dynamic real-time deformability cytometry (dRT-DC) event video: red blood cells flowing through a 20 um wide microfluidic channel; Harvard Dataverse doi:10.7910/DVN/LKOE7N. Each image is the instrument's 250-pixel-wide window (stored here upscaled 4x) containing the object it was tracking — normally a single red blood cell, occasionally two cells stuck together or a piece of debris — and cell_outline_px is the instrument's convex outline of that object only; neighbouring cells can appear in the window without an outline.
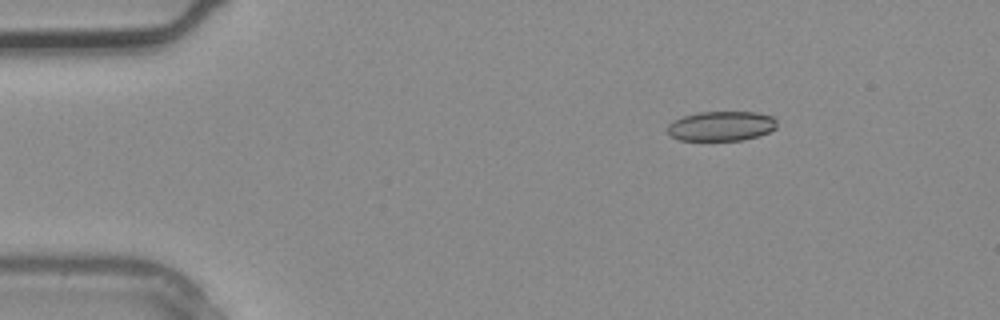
{"species": "common noctule bat (a hibernating species)", "species_latin": "Nyctalus noctula", "temperature_condition": "warm", "stored_images_in_passage": 2, "camera_frame_rate_fps": 3000, "um_per_image_px": 0.085, "animal": {"sex": "male", "body_mass_g": 20.4}, "frame": {"image": 1, "passage_image": 2, "time_ms": 0.333, "image_size_px": [1000, 320], "cell_outline_px": [[776, 128], [768, 132], [744, 140], [680, 140], [672, 136], [668, 132], [668, 124], [684, 116], [700, 112], [756, 112], [772, 116], [776, 120]], "centroid_in_image_um": [61.33, 10.71], "position_along_channel_um": 23.7, "area_um2": 18.73}}